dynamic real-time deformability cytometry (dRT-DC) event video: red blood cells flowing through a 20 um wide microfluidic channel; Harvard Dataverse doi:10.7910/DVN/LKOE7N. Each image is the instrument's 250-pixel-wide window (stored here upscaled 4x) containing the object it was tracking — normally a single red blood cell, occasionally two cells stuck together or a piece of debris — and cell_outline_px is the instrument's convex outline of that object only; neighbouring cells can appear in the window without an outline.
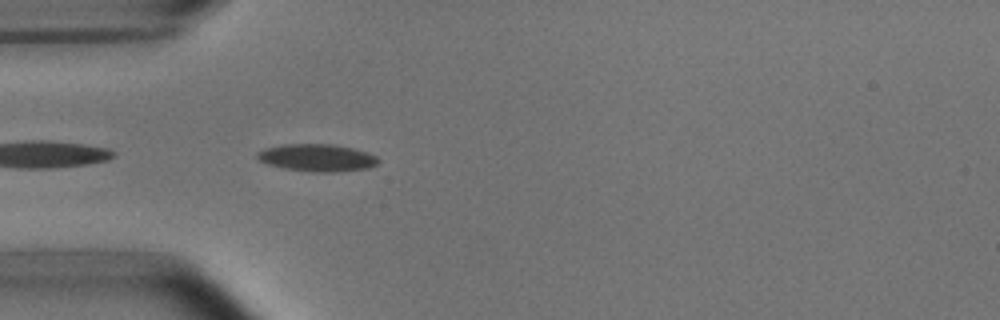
{"species": "common noctule bat (a hibernating species)", "species_latin": "Nyctalus noctula", "temperature_condition": "room temperature", "stored_images_in_passage": 5, "camera_frame_rate_fps": 3000, "um_per_image_px": 0.085, "animal": {"sex": "male", "body_mass_g": 15.6}, "frame": {"image": 1, "passage_image": 5, "time_ms": 4.667, "image_size_px": [1000, 320], "cell_outline_px": [[380, 160], [376, 164], [368, 168], [332, 172], [312, 172], [284, 168], [268, 164], [260, 160], [256, 156], [256, 152], [264, 148], [284, 144], [336, 144], [368, 152], [376, 156]], "centroid_in_image_um": [26.95, 13.4], "position_along_channel_um": 58.1, "area_um2": 19.31}}